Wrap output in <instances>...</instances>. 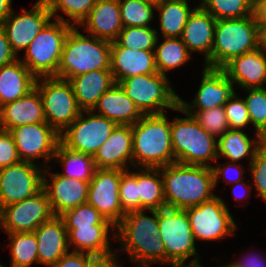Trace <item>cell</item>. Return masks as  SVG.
<instances>
[{
  "instance_id": "39",
  "label": "cell",
  "mask_w": 266,
  "mask_h": 267,
  "mask_svg": "<svg viewBox=\"0 0 266 267\" xmlns=\"http://www.w3.org/2000/svg\"><path fill=\"white\" fill-rule=\"evenodd\" d=\"M123 27H148L156 5L144 0H119Z\"/></svg>"
},
{
  "instance_id": "16",
  "label": "cell",
  "mask_w": 266,
  "mask_h": 267,
  "mask_svg": "<svg viewBox=\"0 0 266 267\" xmlns=\"http://www.w3.org/2000/svg\"><path fill=\"white\" fill-rule=\"evenodd\" d=\"M21 13L16 15L12 10L0 24L16 55L21 50L25 51L38 33L53 19L44 0H38L31 10L22 8Z\"/></svg>"
},
{
  "instance_id": "59",
  "label": "cell",
  "mask_w": 266,
  "mask_h": 267,
  "mask_svg": "<svg viewBox=\"0 0 266 267\" xmlns=\"http://www.w3.org/2000/svg\"><path fill=\"white\" fill-rule=\"evenodd\" d=\"M144 1H148V2H151L155 5L159 4L162 0H144Z\"/></svg>"
},
{
  "instance_id": "3",
  "label": "cell",
  "mask_w": 266,
  "mask_h": 267,
  "mask_svg": "<svg viewBox=\"0 0 266 267\" xmlns=\"http://www.w3.org/2000/svg\"><path fill=\"white\" fill-rule=\"evenodd\" d=\"M132 131L133 167L160 168L175 163L171 121L165 113L143 115Z\"/></svg>"
},
{
  "instance_id": "38",
  "label": "cell",
  "mask_w": 266,
  "mask_h": 267,
  "mask_svg": "<svg viewBox=\"0 0 266 267\" xmlns=\"http://www.w3.org/2000/svg\"><path fill=\"white\" fill-rule=\"evenodd\" d=\"M51 12L52 18L70 25H80L83 20L89 15V12L94 7L96 0H44ZM58 10L64 12L70 20H65L58 13ZM74 20V21H73Z\"/></svg>"
},
{
  "instance_id": "31",
  "label": "cell",
  "mask_w": 266,
  "mask_h": 267,
  "mask_svg": "<svg viewBox=\"0 0 266 267\" xmlns=\"http://www.w3.org/2000/svg\"><path fill=\"white\" fill-rule=\"evenodd\" d=\"M250 139L243 130H229L217 141V158L225 157L228 162H238L249 157L252 162L257 149L261 146V135Z\"/></svg>"
},
{
  "instance_id": "5",
  "label": "cell",
  "mask_w": 266,
  "mask_h": 267,
  "mask_svg": "<svg viewBox=\"0 0 266 267\" xmlns=\"http://www.w3.org/2000/svg\"><path fill=\"white\" fill-rule=\"evenodd\" d=\"M261 46V30L253 16L216 20L211 56L204 67L222 68L232 58Z\"/></svg>"
},
{
  "instance_id": "22",
  "label": "cell",
  "mask_w": 266,
  "mask_h": 267,
  "mask_svg": "<svg viewBox=\"0 0 266 267\" xmlns=\"http://www.w3.org/2000/svg\"><path fill=\"white\" fill-rule=\"evenodd\" d=\"M110 71L115 83L131 76L157 73L154 51L130 50L114 41L111 44Z\"/></svg>"
},
{
  "instance_id": "61",
  "label": "cell",
  "mask_w": 266,
  "mask_h": 267,
  "mask_svg": "<svg viewBox=\"0 0 266 267\" xmlns=\"http://www.w3.org/2000/svg\"><path fill=\"white\" fill-rule=\"evenodd\" d=\"M0 228H2V222H1V209H0Z\"/></svg>"
},
{
  "instance_id": "62",
  "label": "cell",
  "mask_w": 266,
  "mask_h": 267,
  "mask_svg": "<svg viewBox=\"0 0 266 267\" xmlns=\"http://www.w3.org/2000/svg\"><path fill=\"white\" fill-rule=\"evenodd\" d=\"M219 267H231V266H229V265L227 264V265H223V266H219Z\"/></svg>"
},
{
  "instance_id": "45",
  "label": "cell",
  "mask_w": 266,
  "mask_h": 267,
  "mask_svg": "<svg viewBox=\"0 0 266 267\" xmlns=\"http://www.w3.org/2000/svg\"><path fill=\"white\" fill-rule=\"evenodd\" d=\"M228 120L229 129L243 130L251 124L248 109L243 98L234 93L223 106Z\"/></svg>"
},
{
  "instance_id": "35",
  "label": "cell",
  "mask_w": 266,
  "mask_h": 267,
  "mask_svg": "<svg viewBox=\"0 0 266 267\" xmlns=\"http://www.w3.org/2000/svg\"><path fill=\"white\" fill-rule=\"evenodd\" d=\"M163 39L161 43L157 40L154 54L158 73L166 76L169 70L172 71L187 63L191 58V53L181 38Z\"/></svg>"
},
{
  "instance_id": "55",
  "label": "cell",
  "mask_w": 266,
  "mask_h": 267,
  "mask_svg": "<svg viewBox=\"0 0 266 267\" xmlns=\"http://www.w3.org/2000/svg\"><path fill=\"white\" fill-rule=\"evenodd\" d=\"M12 0H0V24L12 12Z\"/></svg>"
},
{
  "instance_id": "33",
  "label": "cell",
  "mask_w": 266,
  "mask_h": 267,
  "mask_svg": "<svg viewBox=\"0 0 266 267\" xmlns=\"http://www.w3.org/2000/svg\"><path fill=\"white\" fill-rule=\"evenodd\" d=\"M140 210H160L166 207L163 179L159 168H137Z\"/></svg>"
},
{
  "instance_id": "28",
  "label": "cell",
  "mask_w": 266,
  "mask_h": 267,
  "mask_svg": "<svg viewBox=\"0 0 266 267\" xmlns=\"http://www.w3.org/2000/svg\"><path fill=\"white\" fill-rule=\"evenodd\" d=\"M73 93L78 107L84 110H92L98 99L114 84L110 70H95L70 78Z\"/></svg>"
},
{
  "instance_id": "30",
  "label": "cell",
  "mask_w": 266,
  "mask_h": 267,
  "mask_svg": "<svg viewBox=\"0 0 266 267\" xmlns=\"http://www.w3.org/2000/svg\"><path fill=\"white\" fill-rule=\"evenodd\" d=\"M113 224H98L91 227L66 229L68 245L74 247L73 251L92 255H102L112 252L109 242L110 228Z\"/></svg>"
},
{
  "instance_id": "50",
  "label": "cell",
  "mask_w": 266,
  "mask_h": 267,
  "mask_svg": "<svg viewBox=\"0 0 266 267\" xmlns=\"http://www.w3.org/2000/svg\"><path fill=\"white\" fill-rule=\"evenodd\" d=\"M18 59V56L12 50L6 34L0 25V68L11 64Z\"/></svg>"
},
{
  "instance_id": "36",
  "label": "cell",
  "mask_w": 266,
  "mask_h": 267,
  "mask_svg": "<svg viewBox=\"0 0 266 267\" xmlns=\"http://www.w3.org/2000/svg\"><path fill=\"white\" fill-rule=\"evenodd\" d=\"M9 236L11 266L30 267L39 263L37 252V238L34 232L6 233Z\"/></svg>"
},
{
  "instance_id": "20",
  "label": "cell",
  "mask_w": 266,
  "mask_h": 267,
  "mask_svg": "<svg viewBox=\"0 0 266 267\" xmlns=\"http://www.w3.org/2000/svg\"><path fill=\"white\" fill-rule=\"evenodd\" d=\"M233 84L243 89L265 88L266 49L256 50L232 58L221 68Z\"/></svg>"
},
{
  "instance_id": "1",
  "label": "cell",
  "mask_w": 266,
  "mask_h": 267,
  "mask_svg": "<svg viewBox=\"0 0 266 267\" xmlns=\"http://www.w3.org/2000/svg\"><path fill=\"white\" fill-rule=\"evenodd\" d=\"M147 210L126 213L115 226L112 237L120 243L122 251L128 253L136 267H150L151 264H166V251L159 235L158 210H148L152 216L145 215Z\"/></svg>"
},
{
  "instance_id": "48",
  "label": "cell",
  "mask_w": 266,
  "mask_h": 267,
  "mask_svg": "<svg viewBox=\"0 0 266 267\" xmlns=\"http://www.w3.org/2000/svg\"><path fill=\"white\" fill-rule=\"evenodd\" d=\"M239 166V168H238ZM243 168V169H242ZM211 169H212V173H213V178H214V186H217L218 184V181H219V177H223L224 178V181L226 182V184L230 183L232 185V183H236V182H239V181H242L245 176L244 175V167L240 165V163L236 164V162H227V164L223 167H221L220 165L218 166H215L212 165L211 166ZM236 171L234 172L235 173V176L236 178L231 177L229 176L228 177V174L230 173V175L232 174V171ZM234 175V174H233ZM229 179V181H228Z\"/></svg>"
},
{
  "instance_id": "34",
  "label": "cell",
  "mask_w": 266,
  "mask_h": 267,
  "mask_svg": "<svg viewBox=\"0 0 266 267\" xmlns=\"http://www.w3.org/2000/svg\"><path fill=\"white\" fill-rule=\"evenodd\" d=\"M53 159L63 164L65 172L59 174L67 178L90 181L96 170L92 156L70 150L61 142H59L56 147Z\"/></svg>"
},
{
  "instance_id": "11",
  "label": "cell",
  "mask_w": 266,
  "mask_h": 267,
  "mask_svg": "<svg viewBox=\"0 0 266 267\" xmlns=\"http://www.w3.org/2000/svg\"><path fill=\"white\" fill-rule=\"evenodd\" d=\"M117 125L116 122L92 110H84L71 125L60 133V142L70 150L94 157Z\"/></svg>"
},
{
  "instance_id": "37",
  "label": "cell",
  "mask_w": 266,
  "mask_h": 267,
  "mask_svg": "<svg viewBox=\"0 0 266 267\" xmlns=\"http://www.w3.org/2000/svg\"><path fill=\"white\" fill-rule=\"evenodd\" d=\"M199 5L216 20H226L251 16L253 0H201Z\"/></svg>"
},
{
  "instance_id": "21",
  "label": "cell",
  "mask_w": 266,
  "mask_h": 267,
  "mask_svg": "<svg viewBox=\"0 0 266 267\" xmlns=\"http://www.w3.org/2000/svg\"><path fill=\"white\" fill-rule=\"evenodd\" d=\"M93 159L98 169L128 170L129 163L133 166L132 125H117Z\"/></svg>"
},
{
  "instance_id": "7",
  "label": "cell",
  "mask_w": 266,
  "mask_h": 267,
  "mask_svg": "<svg viewBox=\"0 0 266 267\" xmlns=\"http://www.w3.org/2000/svg\"><path fill=\"white\" fill-rule=\"evenodd\" d=\"M159 235L165 246L166 263L184 265L190 257L194 259L187 265L200 264L196 252L195 239L185 209L164 207L158 210Z\"/></svg>"
},
{
  "instance_id": "49",
  "label": "cell",
  "mask_w": 266,
  "mask_h": 267,
  "mask_svg": "<svg viewBox=\"0 0 266 267\" xmlns=\"http://www.w3.org/2000/svg\"><path fill=\"white\" fill-rule=\"evenodd\" d=\"M92 254L70 251L64 254L52 267H87Z\"/></svg>"
},
{
  "instance_id": "60",
  "label": "cell",
  "mask_w": 266,
  "mask_h": 267,
  "mask_svg": "<svg viewBox=\"0 0 266 267\" xmlns=\"http://www.w3.org/2000/svg\"><path fill=\"white\" fill-rule=\"evenodd\" d=\"M0 130H2V125H1V106H0Z\"/></svg>"
},
{
  "instance_id": "54",
  "label": "cell",
  "mask_w": 266,
  "mask_h": 267,
  "mask_svg": "<svg viewBox=\"0 0 266 267\" xmlns=\"http://www.w3.org/2000/svg\"><path fill=\"white\" fill-rule=\"evenodd\" d=\"M252 183H250V184H246V182H244V180H242V181H239V182H236L235 184H234V186H231L232 187V195L234 196V198L237 200V199H243L244 197H245V195H246V197H247V193H248V191L249 192H251L252 191V185H251ZM244 188H243V187ZM247 187V191H246V193L245 192H242V190H244L245 188ZM239 189V191H238V189ZM249 188V189H248ZM241 189V190H240ZM235 191V192H234ZM245 191V190H244ZM242 192V193H241ZM244 193V194H243Z\"/></svg>"
},
{
  "instance_id": "44",
  "label": "cell",
  "mask_w": 266,
  "mask_h": 267,
  "mask_svg": "<svg viewBox=\"0 0 266 267\" xmlns=\"http://www.w3.org/2000/svg\"><path fill=\"white\" fill-rule=\"evenodd\" d=\"M124 170L121 173L119 199L125 213L140 210V196L137 183V172Z\"/></svg>"
},
{
  "instance_id": "2",
  "label": "cell",
  "mask_w": 266,
  "mask_h": 267,
  "mask_svg": "<svg viewBox=\"0 0 266 267\" xmlns=\"http://www.w3.org/2000/svg\"><path fill=\"white\" fill-rule=\"evenodd\" d=\"M166 207L187 209L213 199L214 178L210 166L171 163L159 168Z\"/></svg>"
},
{
  "instance_id": "4",
  "label": "cell",
  "mask_w": 266,
  "mask_h": 267,
  "mask_svg": "<svg viewBox=\"0 0 266 267\" xmlns=\"http://www.w3.org/2000/svg\"><path fill=\"white\" fill-rule=\"evenodd\" d=\"M112 42L88 35L73 26L67 34L58 66L57 78L69 80L95 70H110Z\"/></svg>"
},
{
  "instance_id": "10",
  "label": "cell",
  "mask_w": 266,
  "mask_h": 267,
  "mask_svg": "<svg viewBox=\"0 0 266 267\" xmlns=\"http://www.w3.org/2000/svg\"><path fill=\"white\" fill-rule=\"evenodd\" d=\"M35 88L42 99L46 123L59 134L62 133L82 111L77 105L71 84L57 77H40L36 80Z\"/></svg>"
},
{
  "instance_id": "41",
  "label": "cell",
  "mask_w": 266,
  "mask_h": 267,
  "mask_svg": "<svg viewBox=\"0 0 266 267\" xmlns=\"http://www.w3.org/2000/svg\"><path fill=\"white\" fill-rule=\"evenodd\" d=\"M66 229L91 227L98 224H112L94 206L84 203L60 215Z\"/></svg>"
},
{
  "instance_id": "25",
  "label": "cell",
  "mask_w": 266,
  "mask_h": 267,
  "mask_svg": "<svg viewBox=\"0 0 266 267\" xmlns=\"http://www.w3.org/2000/svg\"><path fill=\"white\" fill-rule=\"evenodd\" d=\"M216 19L199 4L183 29L181 39L188 51L204 53V62L211 56Z\"/></svg>"
},
{
  "instance_id": "53",
  "label": "cell",
  "mask_w": 266,
  "mask_h": 267,
  "mask_svg": "<svg viewBox=\"0 0 266 267\" xmlns=\"http://www.w3.org/2000/svg\"><path fill=\"white\" fill-rule=\"evenodd\" d=\"M243 257L242 260L230 262L228 265L231 267H266L265 260L260 256L258 257L257 254L248 255L246 258L245 256Z\"/></svg>"
},
{
  "instance_id": "29",
  "label": "cell",
  "mask_w": 266,
  "mask_h": 267,
  "mask_svg": "<svg viewBox=\"0 0 266 267\" xmlns=\"http://www.w3.org/2000/svg\"><path fill=\"white\" fill-rule=\"evenodd\" d=\"M37 78L20 61L0 68V106L13 102L35 88Z\"/></svg>"
},
{
  "instance_id": "52",
  "label": "cell",
  "mask_w": 266,
  "mask_h": 267,
  "mask_svg": "<svg viewBox=\"0 0 266 267\" xmlns=\"http://www.w3.org/2000/svg\"><path fill=\"white\" fill-rule=\"evenodd\" d=\"M252 16L262 30L266 26V0H253Z\"/></svg>"
},
{
  "instance_id": "57",
  "label": "cell",
  "mask_w": 266,
  "mask_h": 267,
  "mask_svg": "<svg viewBox=\"0 0 266 267\" xmlns=\"http://www.w3.org/2000/svg\"><path fill=\"white\" fill-rule=\"evenodd\" d=\"M261 146L266 149V131L261 135Z\"/></svg>"
},
{
  "instance_id": "56",
  "label": "cell",
  "mask_w": 266,
  "mask_h": 267,
  "mask_svg": "<svg viewBox=\"0 0 266 267\" xmlns=\"http://www.w3.org/2000/svg\"><path fill=\"white\" fill-rule=\"evenodd\" d=\"M261 46L266 49V26L261 30Z\"/></svg>"
},
{
  "instance_id": "42",
  "label": "cell",
  "mask_w": 266,
  "mask_h": 267,
  "mask_svg": "<svg viewBox=\"0 0 266 267\" xmlns=\"http://www.w3.org/2000/svg\"><path fill=\"white\" fill-rule=\"evenodd\" d=\"M244 90L248 92L244 102L250 122L255 127L256 134L262 135L266 131V87Z\"/></svg>"
},
{
  "instance_id": "46",
  "label": "cell",
  "mask_w": 266,
  "mask_h": 267,
  "mask_svg": "<svg viewBox=\"0 0 266 267\" xmlns=\"http://www.w3.org/2000/svg\"><path fill=\"white\" fill-rule=\"evenodd\" d=\"M249 166L256 192L266 202V149L260 146Z\"/></svg>"
},
{
  "instance_id": "6",
  "label": "cell",
  "mask_w": 266,
  "mask_h": 267,
  "mask_svg": "<svg viewBox=\"0 0 266 267\" xmlns=\"http://www.w3.org/2000/svg\"><path fill=\"white\" fill-rule=\"evenodd\" d=\"M176 111L185 118L171 121V144L175 162L185 165L212 166L208 161H217L218 139L208 133L192 116L179 106Z\"/></svg>"
},
{
  "instance_id": "26",
  "label": "cell",
  "mask_w": 266,
  "mask_h": 267,
  "mask_svg": "<svg viewBox=\"0 0 266 267\" xmlns=\"http://www.w3.org/2000/svg\"><path fill=\"white\" fill-rule=\"evenodd\" d=\"M46 122L40 94L36 88L25 96L1 106L2 130L20 125Z\"/></svg>"
},
{
  "instance_id": "47",
  "label": "cell",
  "mask_w": 266,
  "mask_h": 267,
  "mask_svg": "<svg viewBox=\"0 0 266 267\" xmlns=\"http://www.w3.org/2000/svg\"><path fill=\"white\" fill-rule=\"evenodd\" d=\"M21 162L17 147L9 131L0 130V169Z\"/></svg>"
},
{
  "instance_id": "23",
  "label": "cell",
  "mask_w": 266,
  "mask_h": 267,
  "mask_svg": "<svg viewBox=\"0 0 266 267\" xmlns=\"http://www.w3.org/2000/svg\"><path fill=\"white\" fill-rule=\"evenodd\" d=\"M79 26L89 35L109 42L117 40L123 28L119 0H96L89 15Z\"/></svg>"
},
{
  "instance_id": "43",
  "label": "cell",
  "mask_w": 266,
  "mask_h": 267,
  "mask_svg": "<svg viewBox=\"0 0 266 267\" xmlns=\"http://www.w3.org/2000/svg\"><path fill=\"white\" fill-rule=\"evenodd\" d=\"M184 112L192 115L208 133L216 138L221 137L225 132L230 130L223 106L204 111Z\"/></svg>"
},
{
  "instance_id": "12",
  "label": "cell",
  "mask_w": 266,
  "mask_h": 267,
  "mask_svg": "<svg viewBox=\"0 0 266 267\" xmlns=\"http://www.w3.org/2000/svg\"><path fill=\"white\" fill-rule=\"evenodd\" d=\"M185 210L195 241L221 240L233 235L237 228L225 201L219 196Z\"/></svg>"
},
{
  "instance_id": "9",
  "label": "cell",
  "mask_w": 266,
  "mask_h": 267,
  "mask_svg": "<svg viewBox=\"0 0 266 267\" xmlns=\"http://www.w3.org/2000/svg\"><path fill=\"white\" fill-rule=\"evenodd\" d=\"M118 84L144 115L176 110L179 95L170 86L167 76L160 73L128 77Z\"/></svg>"
},
{
  "instance_id": "15",
  "label": "cell",
  "mask_w": 266,
  "mask_h": 267,
  "mask_svg": "<svg viewBox=\"0 0 266 267\" xmlns=\"http://www.w3.org/2000/svg\"><path fill=\"white\" fill-rule=\"evenodd\" d=\"M8 131L24 162L35 163L36 158H44L48 163L60 142V134L46 122L20 125Z\"/></svg>"
},
{
  "instance_id": "32",
  "label": "cell",
  "mask_w": 266,
  "mask_h": 267,
  "mask_svg": "<svg viewBox=\"0 0 266 267\" xmlns=\"http://www.w3.org/2000/svg\"><path fill=\"white\" fill-rule=\"evenodd\" d=\"M196 8L190 9L188 0H162L157 4L162 38H181L187 20Z\"/></svg>"
},
{
  "instance_id": "51",
  "label": "cell",
  "mask_w": 266,
  "mask_h": 267,
  "mask_svg": "<svg viewBox=\"0 0 266 267\" xmlns=\"http://www.w3.org/2000/svg\"><path fill=\"white\" fill-rule=\"evenodd\" d=\"M116 255V252L113 251L102 255H92L88 259L87 267H123Z\"/></svg>"
},
{
  "instance_id": "40",
  "label": "cell",
  "mask_w": 266,
  "mask_h": 267,
  "mask_svg": "<svg viewBox=\"0 0 266 267\" xmlns=\"http://www.w3.org/2000/svg\"><path fill=\"white\" fill-rule=\"evenodd\" d=\"M158 35V31L150 26L123 27L116 41L130 50L154 51Z\"/></svg>"
},
{
  "instance_id": "58",
  "label": "cell",
  "mask_w": 266,
  "mask_h": 267,
  "mask_svg": "<svg viewBox=\"0 0 266 267\" xmlns=\"http://www.w3.org/2000/svg\"><path fill=\"white\" fill-rule=\"evenodd\" d=\"M173 267H203V266H201L200 264H196V265H187V264H185V265H175Z\"/></svg>"
},
{
  "instance_id": "19",
  "label": "cell",
  "mask_w": 266,
  "mask_h": 267,
  "mask_svg": "<svg viewBox=\"0 0 266 267\" xmlns=\"http://www.w3.org/2000/svg\"><path fill=\"white\" fill-rule=\"evenodd\" d=\"M49 170L51 169H44L43 189L48 195L55 216H60L71 208L87 203L90 181L67 178L57 172L50 173ZM49 176L50 180L47 179Z\"/></svg>"
},
{
  "instance_id": "8",
  "label": "cell",
  "mask_w": 266,
  "mask_h": 267,
  "mask_svg": "<svg viewBox=\"0 0 266 267\" xmlns=\"http://www.w3.org/2000/svg\"><path fill=\"white\" fill-rule=\"evenodd\" d=\"M73 26L55 20L38 33L20 61L36 77H57L65 38Z\"/></svg>"
},
{
  "instance_id": "18",
  "label": "cell",
  "mask_w": 266,
  "mask_h": 267,
  "mask_svg": "<svg viewBox=\"0 0 266 267\" xmlns=\"http://www.w3.org/2000/svg\"><path fill=\"white\" fill-rule=\"evenodd\" d=\"M199 89L192 103L179 97L178 106L183 111H204L224 106L235 93L234 84L220 68L204 67Z\"/></svg>"
},
{
  "instance_id": "27",
  "label": "cell",
  "mask_w": 266,
  "mask_h": 267,
  "mask_svg": "<svg viewBox=\"0 0 266 267\" xmlns=\"http://www.w3.org/2000/svg\"><path fill=\"white\" fill-rule=\"evenodd\" d=\"M104 116L118 125H133L144 115L136 104L125 94L122 87L115 83L106 91L92 111Z\"/></svg>"
},
{
  "instance_id": "13",
  "label": "cell",
  "mask_w": 266,
  "mask_h": 267,
  "mask_svg": "<svg viewBox=\"0 0 266 267\" xmlns=\"http://www.w3.org/2000/svg\"><path fill=\"white\" fill-rule=\"evenodd\" d=\"M41 167L38 163L21 161L0 169V209L33 197L43 189Z\"/></svg>"
},
{
  "instance_id": "14",
  "label": "cell",
  "mask_w": 266,
  "mask_h": 267,
  "mask_svg": "<svg viewBox=\"0 0 266 267\" xmlns=\"http://www.w3.org/2000/svg\"><path fill=\"white\" fill-rule=\"evenodd\" d=\"M54 213L44 189L33 197L12 203L1 209L2 229L6 233L34 232Z\"/></svg>"
},
{
  "instance_id": "17",
  "label": "cell",
  "mask_w": 266,
  "mask_h": 267,
  "mask_svg": "<svg viewBox=\"0 0 266 267\" xmlns=\"http://www.w3.org/2000/svg\"><path fill=\"white\" fill-rule=\"evenodd\" d=\"M123 171L96 168L88 189L87 203L94 206L115 226L126 214L119 199V185Z\"/></svg>"
},
{
  "instance_id": "24",
  "label": "cell",
  "mask_w": 266,
  "mask_h": 267,
  "mask_svg": "<svg viewBox=\"0 0 266 267\" xmlns=\"http://www.w3.org/2000/svg\"><path fill=\"white\" fill-rule=\"evenodd\" d=\"M38 261L52 267L64 254L69 252L67 230L63 219L54 216L42 223L35 231Z\"/></svg>"
}]
</instances>
